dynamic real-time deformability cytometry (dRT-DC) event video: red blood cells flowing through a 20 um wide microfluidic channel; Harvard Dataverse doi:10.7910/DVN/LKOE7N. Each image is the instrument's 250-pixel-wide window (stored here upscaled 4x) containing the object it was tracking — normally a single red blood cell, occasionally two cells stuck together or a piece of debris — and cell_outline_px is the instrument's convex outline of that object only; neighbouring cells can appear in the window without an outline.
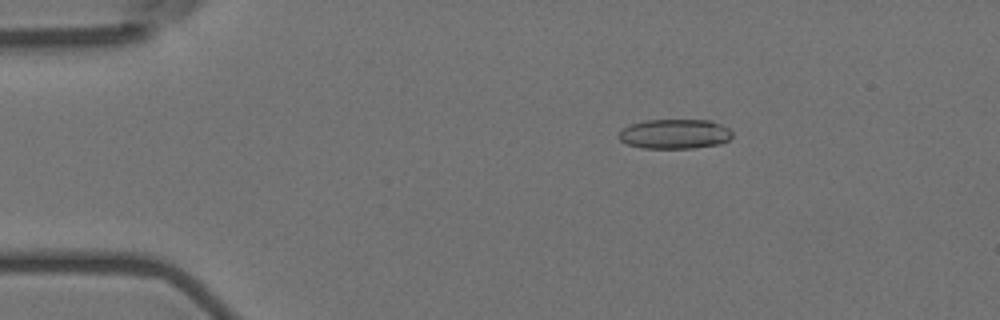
{"species": "Egyptian fruit bat (a non-hibernating species)", "species_latin": "Rousettus aegyptiacus", "temperature_condition": "room temperature", "stored_images_in_passage": 56, "camera_frame_rate_fps": 3000, "um_per_image_px": 0.085, "animal": {"sex": "female"}, "frame": {"image": 1, "passage_image": 10, "time_ms": 3.0, "image_size_px": [1000, 320], "cell_outline_px": [[732, 136], [728, 140], [720, 144], [692, 148], [644, 148], [628, 144], [620, 140], [616, 136], [628, 124], [644, 120], [712, 120], [728, 128], [732, 132]], "centroid_in_image_um": [57.34, 11.38], "position_along_channel_um": 27.7, "area_um2": 19.71}}
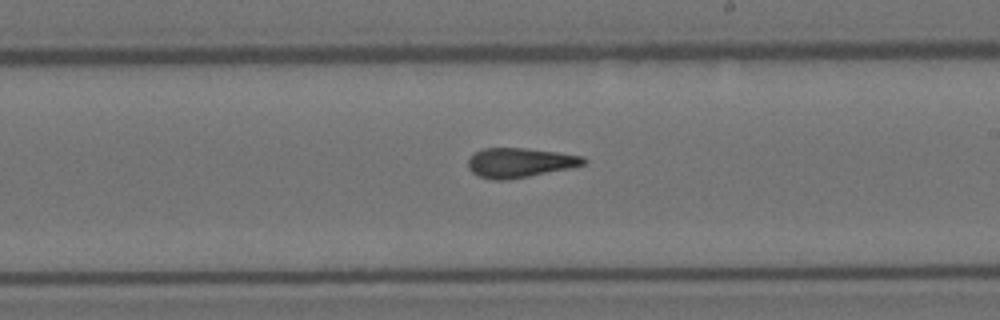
{"frame": {"image": 2, "passage_image": 33, "time_ms": 10.667, "image_size_px": [1000, 320], "cell_outline_px": [[588, 160], [584, 164], [572, 168], [508, 180], [492, 180], [480, 176], [472, 172], [468, 168], [468, 160], [476, 152], [484, 148], [524, 148], [560, 152], [584, 156]], "centroid_in_image_um": [44.23, 13.83], "position_along_channel_um": 244.8, "area_um2": 20.0}}
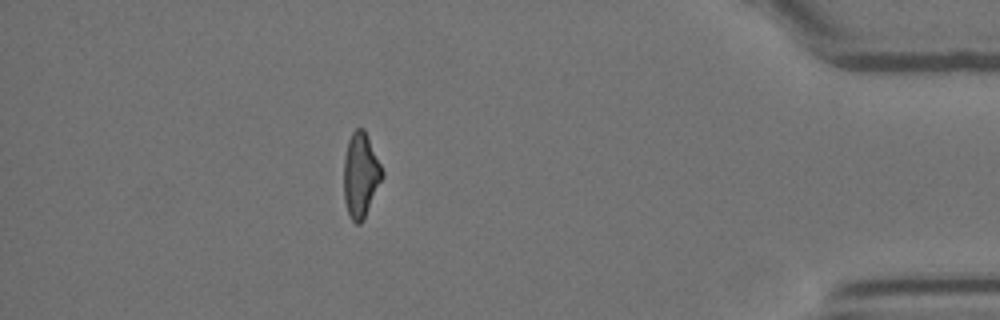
{"frame": {"image": 3, "passage_image": 50, "time_ms": 16.333, "image_size_px": [1000, 320], "cell_outline_px": [[384, 176], [364, 220], [360, 224], [356, 224], [352, 220], [348, 212], [344, 200], [344, 156], [348, 140], [352, 132], [356, 128], [364, 128], [384, 172]], "centroid_in_image_um": [30.66, 14.89], "position_along_channel_um": 404.5, "area_um2": 19.07}, "authors_computed_cell_mechanics": {"area_um2": 19.9988, "velocity_mm_per_s": 3.6322, "shape_relaxation_time_tau1_ms": null, "shape_relaxation_time_tau2_ms": 3.1632, "deformation_change_tau1": null, "deformation_change_tau2": 0.1348}}